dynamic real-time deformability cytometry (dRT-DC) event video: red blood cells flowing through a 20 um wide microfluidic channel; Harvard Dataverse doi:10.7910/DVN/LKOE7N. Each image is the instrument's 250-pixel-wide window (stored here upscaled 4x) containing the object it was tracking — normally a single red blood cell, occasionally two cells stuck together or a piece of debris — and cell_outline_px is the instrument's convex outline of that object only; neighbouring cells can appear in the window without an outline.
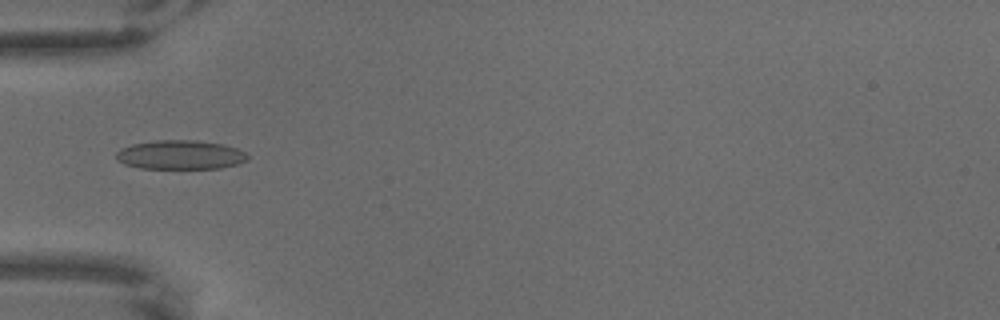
{"species": "common noctule bat (a hibernating species)", "species_latin": "Nyctalus noctula", "temperature_condition": "warm", "stored_images_in_passage": 9, "camera_frame_rate_fps": 3000, "um_per_image_px": 0.085, "animal": {"sex": "male", "body_mass_g": 18.8}, "frame": {"image": 1, "passage_image": 6, "time_ms": 1.667, "image_size_px": [1000, 320], "cell_outline_px": [[248, 160], [236, 164], [220, 168], [140, 168], [124, 164], [116, 160], [116, 152], [120, 148], [132, 144], [156, 140], [196, 140], [224, 144], [236, 148], [244, 152], [248, 156]], "centroid_in_image_um": [15.3, 13.15], "position_along_channel_um": 69.7, "area_um2": 22.31}}
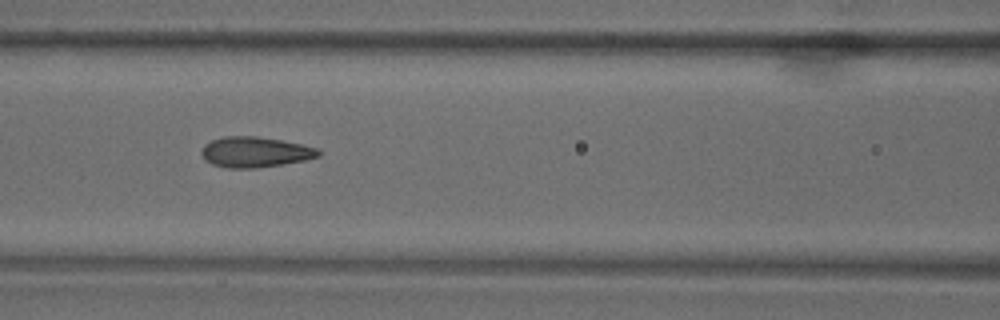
{"frame": {"image": 2, "passage_image": 8, "time_ms": 2.333, "image_size_px": [1000, 320], "cell_outline_px": [[324, 152], [320, 156], [304, 160], [256, 168], [228, 168], [212, 164], [204, 160], [200, 152], [204, 144], [212, 140], [224, 136], [256, 136], [280, 140], [320, 148]], "centroid_in_image_um": [21.68, 12.92], "position_along_channel_um": 144.9, "area_um2": 20.87}}
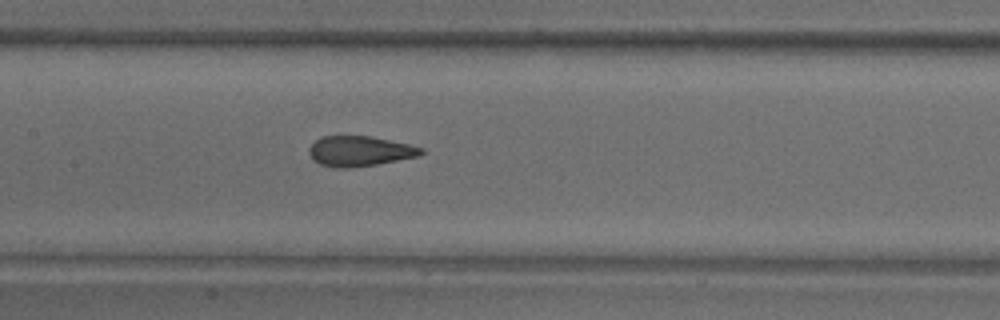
{"frame": {"image": 3, "passage_image": 9, "time_ms": 2.667, "image_size_px": [1000, 320], "cell_outline_px": [[424, 152], [420, 156], [376, 164], [352, 168], [332, 168], [320, 164], [312, 160], [308, 152], [308, 148], [320, 136], [372, 136], [408, 144], [424, 148]], "centroid_in_image_um": [30.55, 12.85], "position_along_channel_um": 176.8, "area_um2": 19.94}}